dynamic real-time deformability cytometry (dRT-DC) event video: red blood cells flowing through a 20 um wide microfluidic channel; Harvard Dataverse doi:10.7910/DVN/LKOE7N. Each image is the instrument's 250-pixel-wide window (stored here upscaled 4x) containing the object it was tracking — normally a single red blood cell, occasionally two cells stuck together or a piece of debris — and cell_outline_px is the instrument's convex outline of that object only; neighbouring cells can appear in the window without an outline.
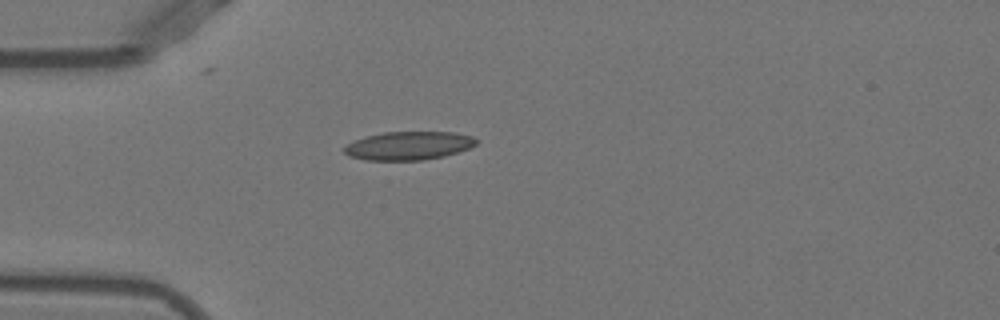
{"species": "Egyptian fruit bat (a non-hibernating species)", "species_latin": "Rousettus aegyptiacus", "temperature_condition": "warm", "stored_images_in_passage": 38, "camera_frame_rate_fps": 3000, "um_per_image_px": 0.085, "animal": {"sex": "female"}, "frame": {"image": 1, "passage_image": 1, "time_ms": 0.0, "image_size_px": [1000, 320], "cell_outline_px": [[476, 144], [468, 148], [444, 156], [424, 160], [368, 160], [348, 156], [344, 152], [344, 148], [348, 144], [356, 140], [368, 136], [384, 132], [452, 132], [472, 136], [476, 140]], "centroid_in_image_um": [34.73, 12.39], "position_along_channel_um": 50.3, "area_um2": 21.56}}
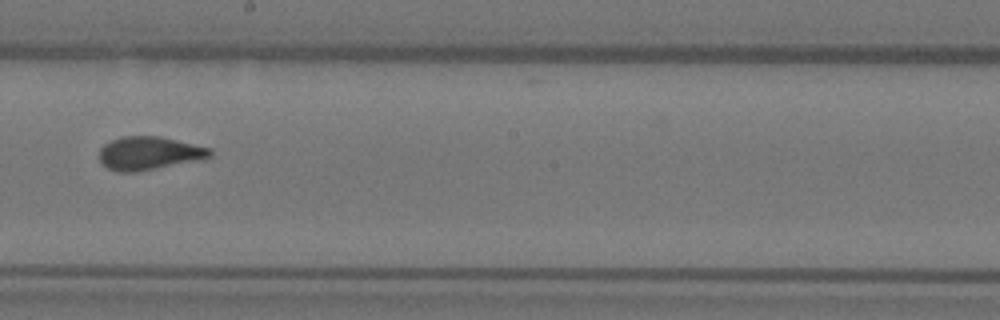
{"frame": {"image": 2, "passage_image": 16, "time_ms": 5.0, "image_size_px": [1000, 320], "cell_outline_px": [[212, 156], [204, 160], [136, 172], [116, 172], [100, 164], [100, 148], [104, 144], [112, 140], [124, 136], [160, 136], [212, 148]], "centroid_in_image_um": [12.71, 13.04], "position_along_channel_um": 235.5, "area_um2": 21.85}}
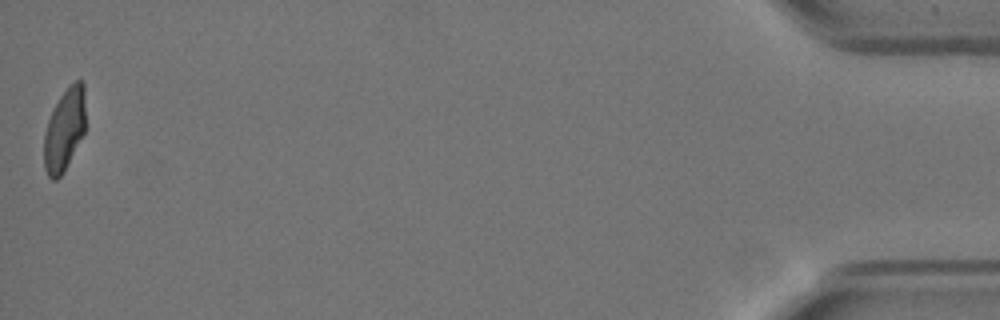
{"frame": {"image": 3, "passage_image": 38, "time_ms": 12.333, "image_size_px": [1000, 320], "cell_outline_px": [[84, 132], [64, 172], [56, 180], [52, 180], [48, 176], [44, 168], [44, 132], [48, 120], [60, 96], [68, 84], [76, 80], [80, 80], [84, 84]], "centroid_in_image_um": [5.46, 11.03], "position_along_channel_um": 429.7, "area_um2": 19.83}, "authors_computed_cell_mechanics": {"area_um2": 20.9814, "velocity_mm_per_s": 3.924, "shape_relaxation_time_tau1_ms": 5.8177, "shape_relaxation_time_tau2_ms": 1.0118, "deformation_change_tau1": 0.1777, "deformation_change_tau2": 0.0548}}